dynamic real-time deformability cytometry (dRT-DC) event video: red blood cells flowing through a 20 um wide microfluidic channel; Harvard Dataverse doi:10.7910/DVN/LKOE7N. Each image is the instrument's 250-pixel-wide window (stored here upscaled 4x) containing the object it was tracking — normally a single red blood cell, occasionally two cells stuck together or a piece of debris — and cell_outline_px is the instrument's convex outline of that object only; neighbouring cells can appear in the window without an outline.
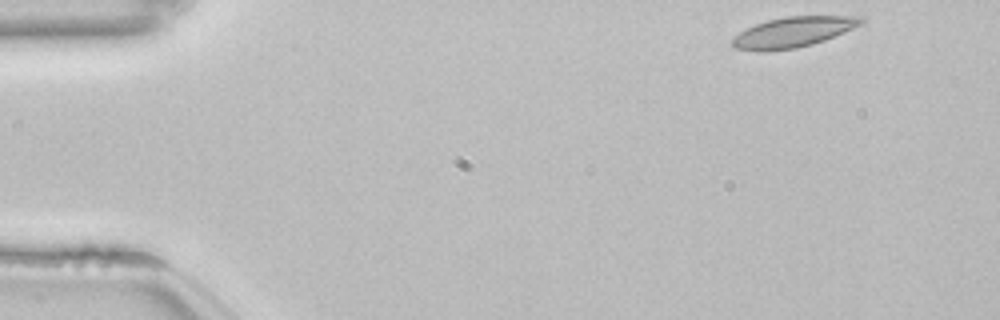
{"species": "common noctule bat (a hibernating species)", "species_latin": "Nyctalus noctula", "temperature_condition": "room temperature", "stored_images_in_passage": 50, "camera_frame_rate_fps": 3000, "um_per_image_px": 0.085, "animal": {"sex": "female", "body_mass_g": 22.7, "forearm_length_mm": 54.2}, "frame": {"image": 1, "passage_image": 1, "time_ms": 0.0, "image_size_px": [1000, 320], "cell_outline_px": [[864, 20], [860, 24], [852, 28], [824, 40], [812, 44], [796, 48], [764, 52], [756, 52], [732, 48], [728, 44], [732, 36], [756, 24], [768, 20], [784, 16], [864, 16]], "centroid_in_image_um": [67.3, 2.75], "position_along_channel_um": 17.7, "area_um2": 22.95}}
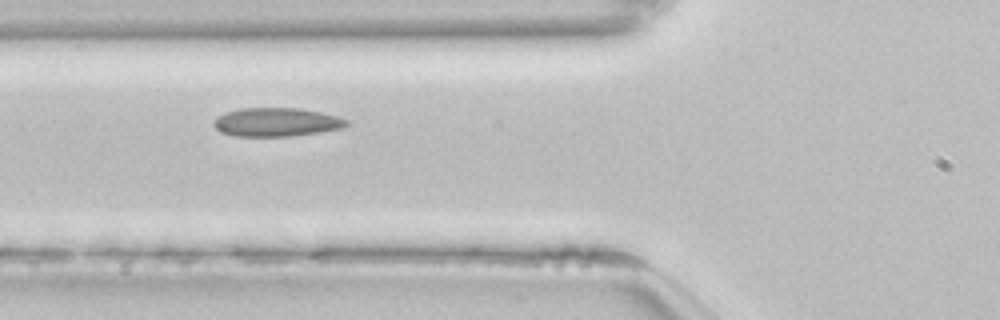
{"frame": {"image": 2, "passage_image": 16, "time_ms": 5.0, "image_size_px": [1000, 320], "cell_outline_px": [[348, 124], [344, 128], [288, 136], [232, 136], [220, 132], [212, 124], [212, 120], [216, 116], [224, 112], [240, 108], [300, 108], [320, 112], [336, 116], [348, 120]], "centroid_in_image_um": [23.42, 10.37], "position_along_channel_um": 102.4, "area_um2": 22.25}}
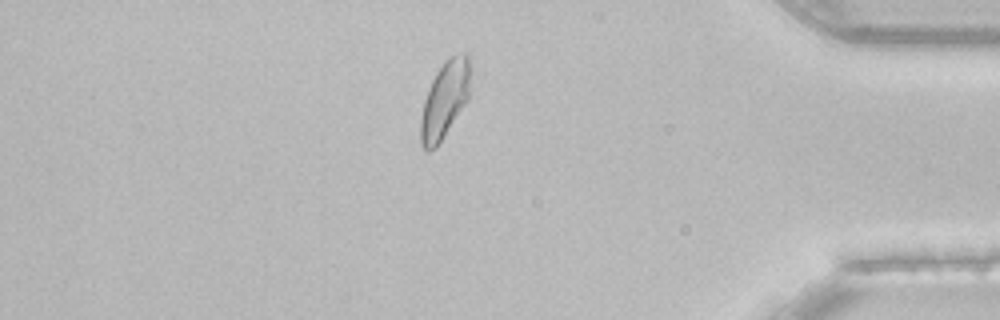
{"frame": {"image": 3, "passage_image": 42, "time_ms": 13.667, "image_size_px": [1000, 320], "cell_outline_px": [[468, 100], [436, 148], [428, 152], [424, 148], [420, 140], [420, 120], [424, 100], [428, 88], [432, 80], [444, 60], [452, 56], [464, 52], [468, 52]], "centroid_in_image_um": [37.76, 8.51], "position_along_channel_um": 397.4, "area_um2": 21.91}, "authors_computed_cell_mechanics": {"area_um2": 21.7906, "velocity_mm_per_s": 3.8131, "shape_relaxation_time_tau1_ms": 5.9033, "shape_relaxation_time_tau2_ms": 1.2572, "deformation_change_tau1": 0.136, "deformation_change_tau2": 0.0518}}